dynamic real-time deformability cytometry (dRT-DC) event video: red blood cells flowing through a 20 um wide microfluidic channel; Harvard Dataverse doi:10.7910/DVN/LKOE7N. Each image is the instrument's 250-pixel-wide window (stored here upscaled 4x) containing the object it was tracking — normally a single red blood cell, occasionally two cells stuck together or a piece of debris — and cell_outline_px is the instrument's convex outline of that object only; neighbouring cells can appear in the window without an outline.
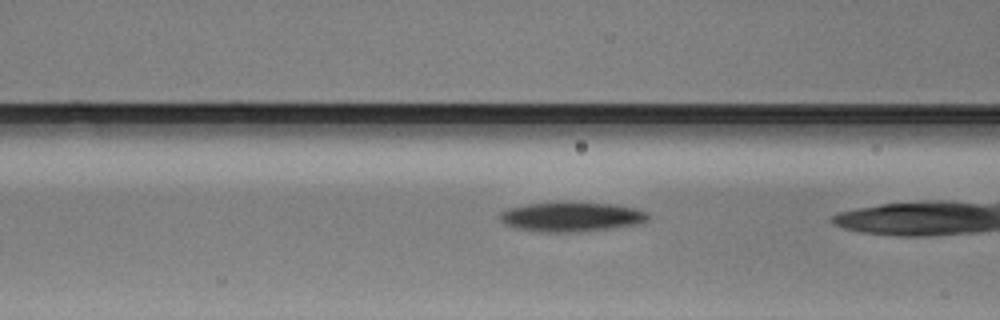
{"species": "Egyptian fruit bat (a non-hibernating species)", "species_latin": "Rousettus aegyptiacus", "temperature_condition": "warm", "stored_images_in_passage": 9, "camera_frame_rate_fps": 3000, "um_per_image_px": 0.085, "animal": {"sex": "male"}, "frame": {"image": 1, "passage_image": 8, "time_ms": 2.333, "image_size_px": [1000, 320], "cell_outline_px": [[648, 220], [640, 224], [612, 228], [576, 232], [540, 232], [516, 228], [500, 220], [500, 212], [512, 208], [528, 204], [616, 204], [648, 212]], "centroid_in_image_um": [48.62, 18.46], "position_along_channel_um": 118.0, "area_um2": 24.68}}